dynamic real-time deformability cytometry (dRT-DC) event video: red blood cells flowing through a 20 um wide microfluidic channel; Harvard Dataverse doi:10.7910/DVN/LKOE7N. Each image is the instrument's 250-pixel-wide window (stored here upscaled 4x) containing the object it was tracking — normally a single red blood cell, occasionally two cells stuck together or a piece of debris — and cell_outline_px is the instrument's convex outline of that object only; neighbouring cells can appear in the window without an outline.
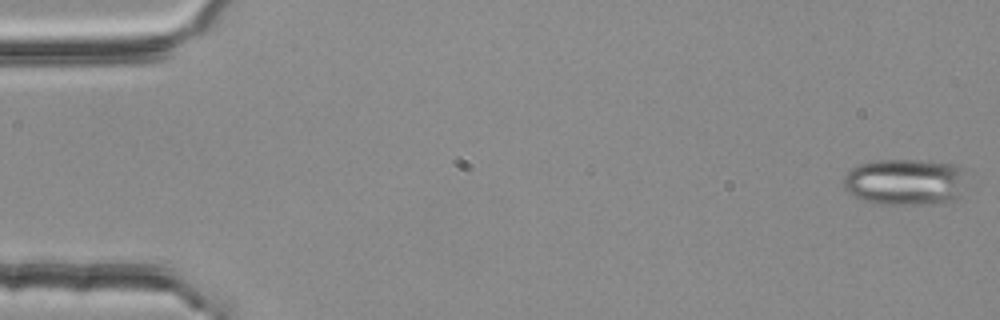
{"species": "common noctule bat (a hibernating species)", "species_latin": "Nyctalus noctula", "temperature_condition": "room temperature", "stored_images_in_passage": 3, "camera_frame_rate_fps": 3000, "um_per_image_px": 0.085, "animal": {"sex": "female", "body_mass_g": 25.1}, "frame": {"image": 1, "passage_image": 1, "time_ms": 0.0, "image_size_px": [1000, 320], "cell_outline_px": [[964, 172], [956, 200], [944, 204], [880, 204], [856, 196], [848, 192], [844, 188], [844, 176], [852, 168], [860, 164], [872, 160], [916, 160], [952, 164], [960, 168]], "centroid_in_image_um": [76.9, 15.47], "position_along_channel_um": 8.1, "area_um2": 32.89}}